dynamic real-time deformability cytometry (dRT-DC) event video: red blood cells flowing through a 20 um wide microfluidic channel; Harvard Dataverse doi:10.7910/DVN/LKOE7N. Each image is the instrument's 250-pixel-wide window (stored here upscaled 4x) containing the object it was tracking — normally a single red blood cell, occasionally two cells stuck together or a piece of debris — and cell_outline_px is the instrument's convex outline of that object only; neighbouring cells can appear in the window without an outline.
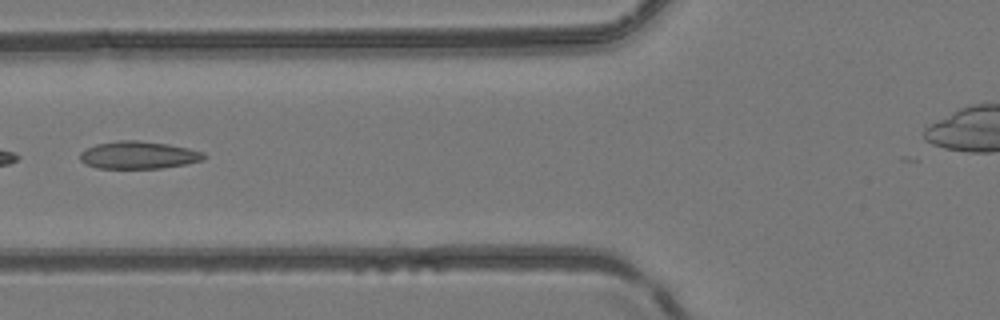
{"species": "common noctule bat (a hibernating species)", "species_latin": "Nyctalus noctula", "temperature_condition": "room temperature", "stored_images_in_passage": 4, "camera_frame_rate_fps": 3000, "um_per_image_px": 0.085, "animal": {"sex": "female", "body_mass_g": 24.6, "forearm_length_mm": 56.2}, "frame": {"image": 1, "passage_image": 4, "time_ms": 4.667, "image_size_px": [1000, 320], "cell_outline_px": [[208, 156], [204, 160], [184, 164], [160, 168], [96, 168], [84, 164], [80, 160], [80, 152], [96, 144], [120, 140], [136, 140], [168, 144], [188, 148], [204, 152]], "centroid_in_image_um": [11.78, 13.18], "position_along_channel_um": 114.0, "area_um2": 19.88}}